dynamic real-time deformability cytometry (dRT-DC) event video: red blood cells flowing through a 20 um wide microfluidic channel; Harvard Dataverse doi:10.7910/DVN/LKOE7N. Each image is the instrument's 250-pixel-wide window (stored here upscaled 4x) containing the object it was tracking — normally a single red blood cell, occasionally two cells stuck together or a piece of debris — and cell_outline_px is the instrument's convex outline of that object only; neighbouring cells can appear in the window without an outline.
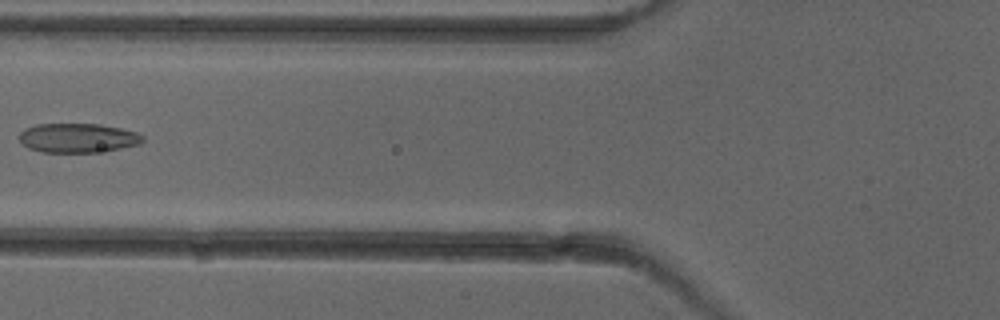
{"species": "common noctule bat (a hibernating species)", "species_latin": "Nyctalus noctula", "temperature_condition": "cold", "stored_images_in_passage": 7, "camera_frame_rate_fps": 3000, "um_per_image_px": 0.085, "animal": {"sex": "female"}, "frame": {"image": 1, "passage_image": 6, "time_ms": 6.667, "image_size_px": [1000, 320], "cell_outline_px": [[144, 140], [140, 144], [120, 148], [96, 152], [44, 152], [28, 148], [20, 140], [20, 132], [24, 128], [36, 124], [100, 124], [120, 128], [136, 132], [144, 136]], "centroid_in_image_um": [6.62, 11.72], "position_along_channel_um": 119.2, "area_um2": 20.98}}
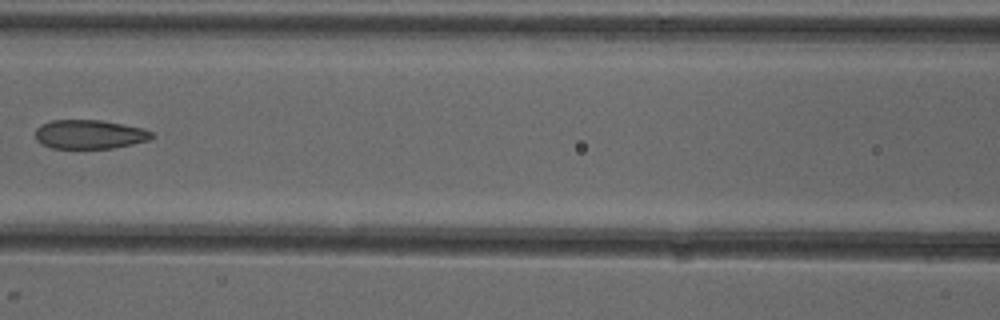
{"frame": {"image": 2, "passage_image": 7, "time_ms": 7.667, "image_size_px": [1000, 320], "cell_outline_px": [[156, 136], [148, 140], [132, 144], [112, 148], [52, 148], [40, 144], [36, 140], [36, 128], [40, 124], [52, 120], [100, 120], [144, 128], [152, 132]], "centroid_in_image_um": [7.6, 11.42], "position_along_channel_um": 159.0, "area_um2": 19.77}}